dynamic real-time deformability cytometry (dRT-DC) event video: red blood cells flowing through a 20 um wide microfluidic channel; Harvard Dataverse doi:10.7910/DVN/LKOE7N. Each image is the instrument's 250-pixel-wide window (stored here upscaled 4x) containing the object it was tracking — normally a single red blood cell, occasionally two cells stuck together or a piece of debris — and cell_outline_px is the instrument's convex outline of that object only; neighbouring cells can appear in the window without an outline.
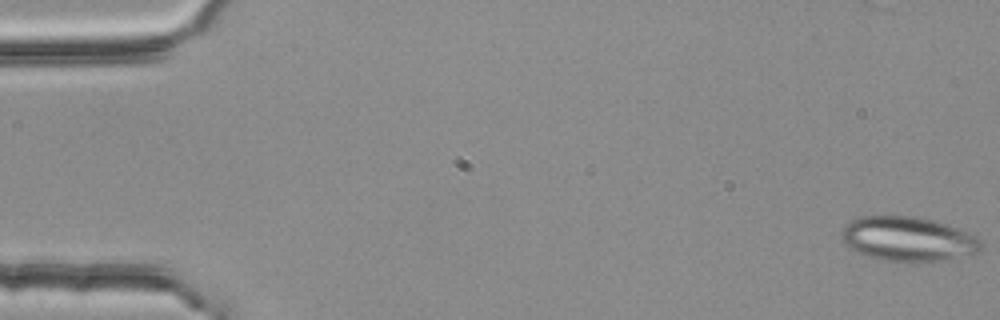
{"species": "common noctule bat (a hibernating species)", "species_latin": "Nyctalus noctula", "temperature_condition": "room temperature", "stored_images_in_passage": 4, "camera_frame_rate_fps": 3000, "um_per_image_px": 0.085, "animal": {"sex": "female", "body_mass_g": 25.1}, "frame": {"image": 1, "passage_image": 1, "time_ms": 0.0, "image_size_px": [1000, 320], "cell_outline_px": [[984, 248], [980, 252], [940, 260], [884, 260], [868, 256], [844, 244], [840, 236], [840, 232], [852, 220], [860, 216], [916, 216], [936, 220], [948, 224], [980, 236]], "centroid_in_image_um": [77.24, 20.27], "position_along_channel_um": 7.8, "area_um2": 36.01}}